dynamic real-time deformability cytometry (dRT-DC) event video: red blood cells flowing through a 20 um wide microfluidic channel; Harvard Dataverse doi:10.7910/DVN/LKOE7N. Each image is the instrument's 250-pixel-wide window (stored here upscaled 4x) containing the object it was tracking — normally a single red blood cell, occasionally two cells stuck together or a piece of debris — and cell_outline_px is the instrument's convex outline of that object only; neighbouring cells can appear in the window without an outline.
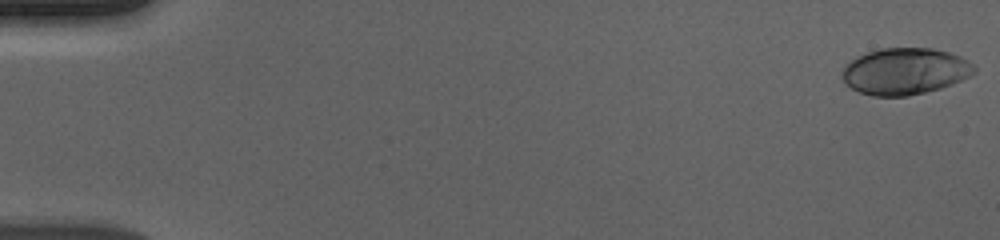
{"species": "human", "species_latin": "Homo sapiens", "temperature_condition": "cold", "stored_images_in_passage": 56, "camera_frame_rate_fps": 3000, "um_per_image_px": 0.085, "donor": {"sex": "male"}, "frame": {"image": 1, "passage_image": 1, "time_ms": 0.0, "image_size_px": [1000, 240], "cell_outline_px": [[976, 72], [972, 76], [952, 84], [940, 88], [908, 96], [872, 96], [860, 92], [844, 84], [840, 76], [844, 68], [856, 56], [880, 48], [932, 48], [948, 52], [960, 56], [972, 64], [976, 68]], "centroid_in_image_um": [76.92, 6.06], "position_along_channel_um": 8.1, "area_um2": 35.95}}
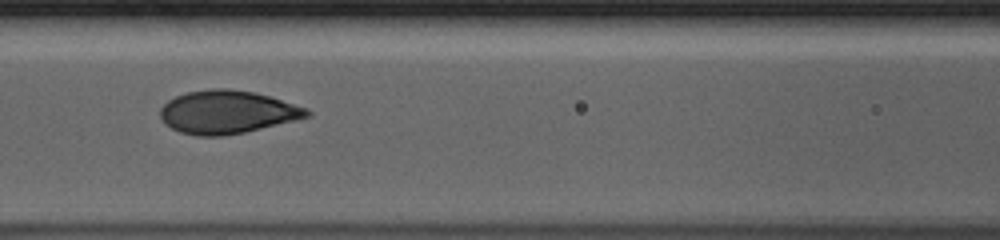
{"frame": {"image": 2, "passage_image": 26, "time_ms": 8.333, "image_size_px": [1000, 240], "cell_outline_px": [[312, 116], [296, 120], [244, 132], [220, 136], [196, 136], [180, 132], [164, 124], [160, 116], [160, 108], [168, 100], [176, 96], [188, 92], [212, 88], [228, 88], [252, 92], [268, 96], [308, 108], [312, 112]], "centroid_in_image_um": [19.31, 9.53], "position_along_channel_um": 147.3, "area_um2": 36.82}}
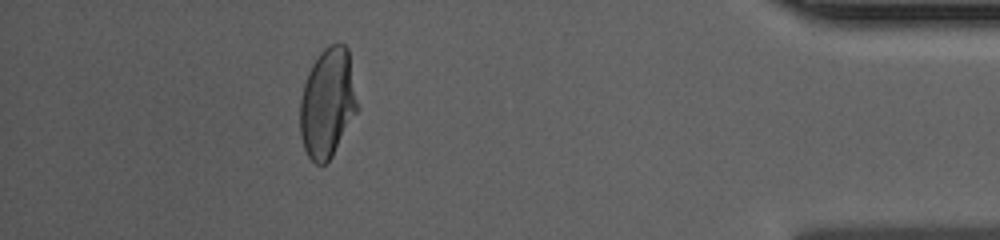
{"frame": {"image": 3, "passage_image": 51, "time_ms": 16.667, "image_size_px": [1000, 240], "cell_outline_px": [[360, 108], [332, 156], [324, 164], [316, 164], [308, 156], [304, 148], [300, 136], [300, 100], [304, 84], [308, 72], [312, 64], [320, 52], [324, 48], [332, 44], [344, 44], [348, 48]], "centroid_in_image_um": [27.86, 8.75], "position_along_channel_um": 407.3, "area_um2": 36.93}, "authors_computed_cell_mechanics": {"area_um2": 36.4718, "velocity_mm_per_s": 3.6735, "shape_relaxation_time_tau1_ms": 4.7786, "shape_relaxation_time_tau2_ms": null, "deformation_change_tau1": 0.1908, "deformation_change_tau2": null}}